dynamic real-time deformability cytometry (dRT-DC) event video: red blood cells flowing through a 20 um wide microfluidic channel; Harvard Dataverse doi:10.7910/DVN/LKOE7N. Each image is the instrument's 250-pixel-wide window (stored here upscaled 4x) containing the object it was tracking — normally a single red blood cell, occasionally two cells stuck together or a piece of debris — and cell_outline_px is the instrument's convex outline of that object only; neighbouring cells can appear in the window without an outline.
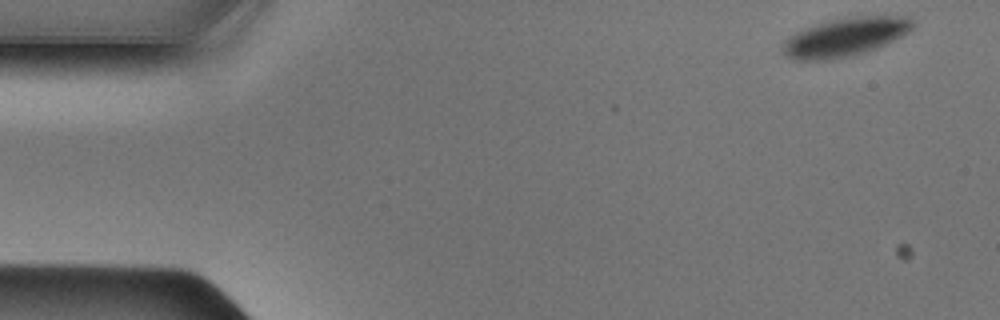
{"species": "Egyptian fruit bat (a non-hibernating species)", "species_latin": "Rousettus aegyptiacus", "temperature_condition": "cold", "stored_images_in_passage": 47, "camera_frame_rate_fps": 3000, "um_per_image_px": 0.085, "animal": {"sex": "male"}, "frame": {"image": 1, "passage_image": 1, "time_ms": 0.0, "image_size_px": [1000, 320], "cell_outline_px": [[916, 24], [908, 32], [884, 44], [864, 52], [848, 56], [828, 60], [792, 60], [784, 56], [780, 52], [780, 48], [784, 40], [796, 32], [804, 28], [816, 24], [832, 20], [852, 16], [908, 16]], "centroid_in_image_um": [71.77, 3.15], "position_along_channel_um": 13.2, "area_um2": 29.13}}
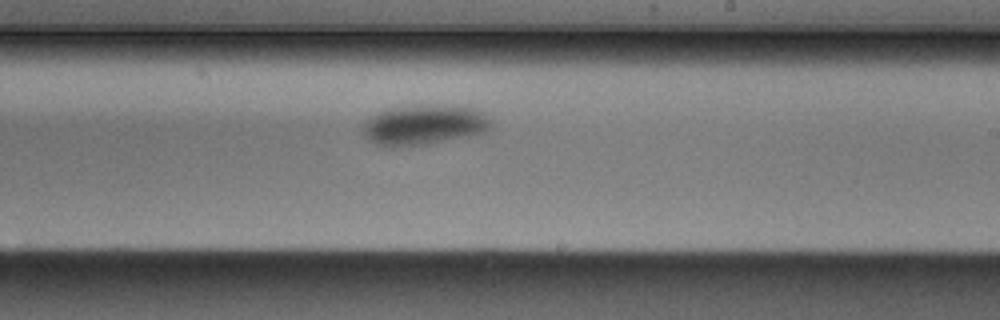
{"frame": {"image": 2, "passage_image": 27, "time_ms": 8.667, "image_size_px": [1000, 320], "cell_outline_px": [[492, 128], [484, 132], [468, 136], [428, 144], [376, 144], [368, 140], [364, 136], [360, 124], [376, 112], [384, 108], [424, 104], [444, 104], [476, 108], [484, 112], [492, 120]], "centroid_in_image_um": [36.07, 10.55], "position_along_channel_um": 252.9, "area_um2": 30.29}}
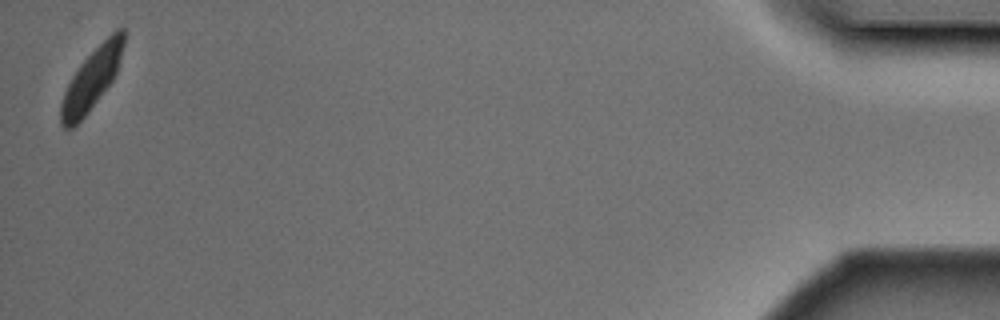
{"frame": {"image": 3, "passage_image": 47, "time_ms": 15.333, "image_size_px": [1000, 320], "cell_outline_px": [[124, 44], [116, 72], [112, 80], [88, 112], [72, 128], [64, 128], [60, 124], [60, 104], [64, 92], [72, 76], [80, 64], [116, 28], [124, 28]], "centroid_in_image_um": [7.76, 6.74], "position_along_channel_um": 427.4, "area_um2": 21.79}}